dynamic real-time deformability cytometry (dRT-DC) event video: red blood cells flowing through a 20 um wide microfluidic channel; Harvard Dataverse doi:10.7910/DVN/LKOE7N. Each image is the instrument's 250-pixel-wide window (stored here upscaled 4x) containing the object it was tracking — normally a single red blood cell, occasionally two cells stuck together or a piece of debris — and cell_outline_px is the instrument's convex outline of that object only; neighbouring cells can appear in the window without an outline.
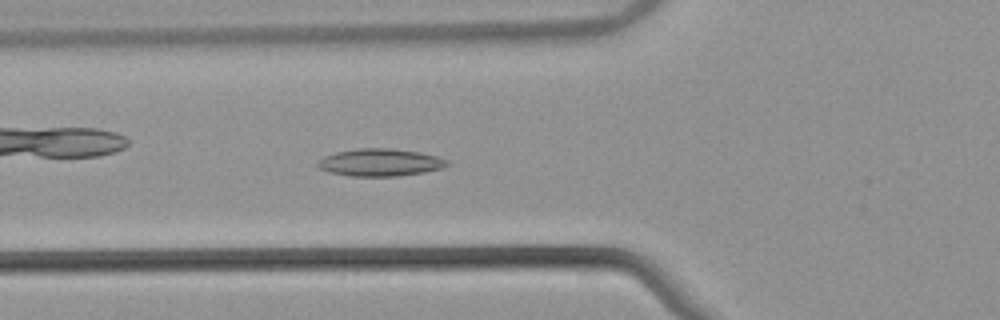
{"species": "common noctule bat (a hibernating species)", "species_latin": "Nyctalus noctula", "temperature_condition": "warm", "stored_images_in_passage": 53, "camera_frame_rate_fps": 3000, "um_per_image_px": 0.085, "animal": {"sex": "male", "body_mass_g": 21.5, "forearm_length_mm": 52.0}, "frame": {"image": 1, "passage_image": 20, "time_ms": 6.333, "image_size_px": [1000, 320], "cell_outline_px": [[452, 164], [444, 168], [424, 172], [400, 176], [348, 176], [328, 172], [320, 168], [316, 164], [324, 156], [336, 152], [356, 148], [392, 148], [420, 152], [436, 156], [448, 160]], "centroid_in_image_um": [32.35, 13.81], "position_along_channel_um": 93.5, "area_um2": 20.92}}
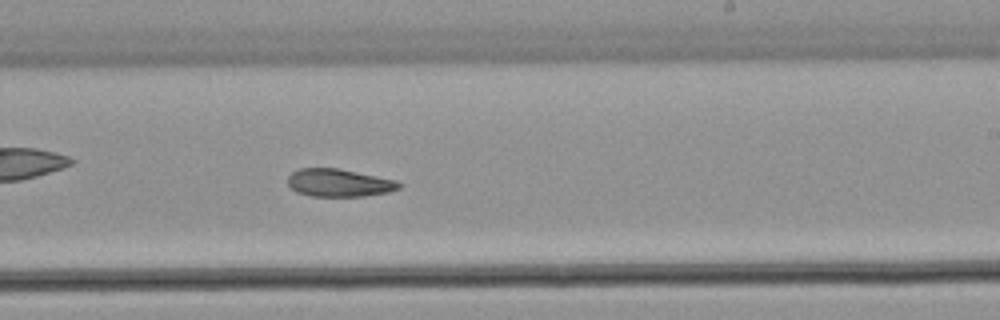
{"frame": {"image": 2, "passage_image": 33, "time_ms": 10.667, "image_size_px": [1000, 320], "cell_outline_px": [[400, 188], [388, 192], [364, 196], [312, 196], [296, 192], [288, 184], [288, 176], [292, 172], [300, 168], [340, 168], [396, 180], [400, 184]], "centroid_in_image_um": [28.8, 15.53], "position_along_channel_um": 260.2, "area_um2": 17.98}}
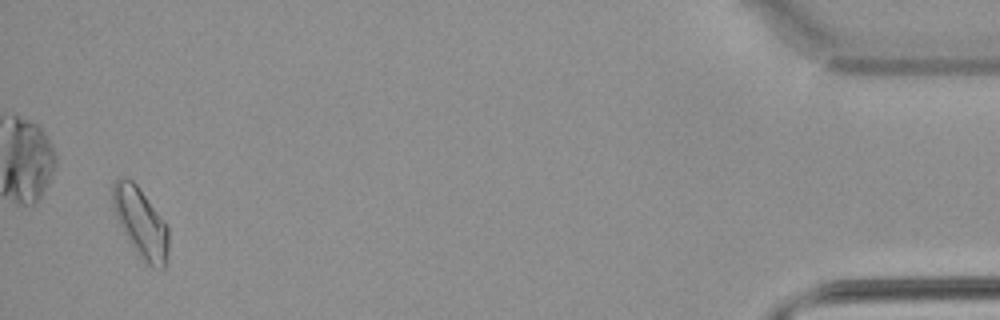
{"frame": {"image": 3, "passage_image": 52, "time_ms": 17.0, "image_size_px": [1000, 320], "cell_outline_px": [[168, 256], [164, 268], [152, 268], [140, 256], [128, 240], [116, 216], [112, 204], [112, 184], [120, 176], [124, 176], [132, 180], [136, 184], [168, 228]], "centroid_in_image_um": [11.94, 18.92], "position_along_channel_um": 423.3, "area_um2": 22.2}, "authors_computed_cell_mechanics": {"area_um2": 19.652, "velocity_mm_per_s": 3.8565, "shape_relaxation_time_tau1_ms": null, "shape_relaxation_time_tau2_ms": 8.8011, "deformation_change_tau1": null, "deformation_change_tau2": 0.1519}}